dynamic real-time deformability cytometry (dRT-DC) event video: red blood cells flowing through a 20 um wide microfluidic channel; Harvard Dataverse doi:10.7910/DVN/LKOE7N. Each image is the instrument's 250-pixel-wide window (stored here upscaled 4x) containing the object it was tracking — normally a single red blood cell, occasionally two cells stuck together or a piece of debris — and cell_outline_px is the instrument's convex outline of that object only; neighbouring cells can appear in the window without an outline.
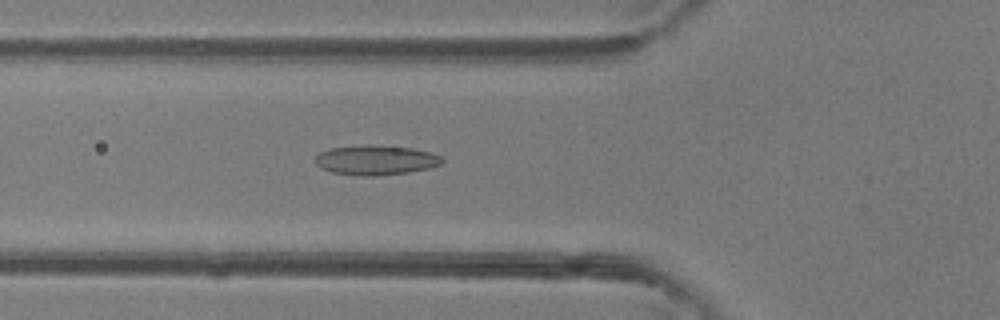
{"species": "common noctule bat (a hibernating species)", "species_latin": "Nyctalus noctula", "temperature_condition": "room temperature", "stored_images_in_passage": 47, "camera_frame_rate_fps": 3000, "um_per_image_px": 0.085, "animal": {"sex": "female"}, "frame": {"image": 1, "passage_image": 17, "time_ms": 5.333, "image_size_px": [1000, 320], "cell_outline_px": [[444, 160], [440, 164], [428, 168], [408, 172], [376, 176], [364, 176], [332, 172], [320, 168], [312, 160], [320, 152], [328, 148], [364, 144], [372, 144], [412, 148], [432, 152], [440, 156]], "centroid_in_image_um": [31.9, 13.59], "position_along_channel_um": 93.9, "area_um2": 22.25}}
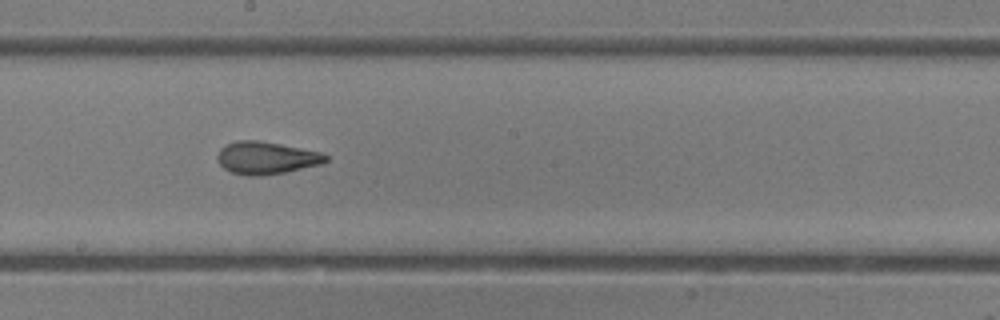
{"frame": {"image": 2, "passage_image": 26, "time_ms": 8.333, "image_size_px": [1000, 320], "cell_outline_px": [[328, 160], [320, 164], [284, 172], [264, 176], [248, 176], [232, 172], [224, 168], [216, 160], [216, 156], [220, 148], [236, 140], [256, 140], [280, 144], [320, 152], [328, 156]], "centroid_in_image_um": [22.59, 13.42], "position_along_channel_um": 225.6, "area_um2": 20.4}}
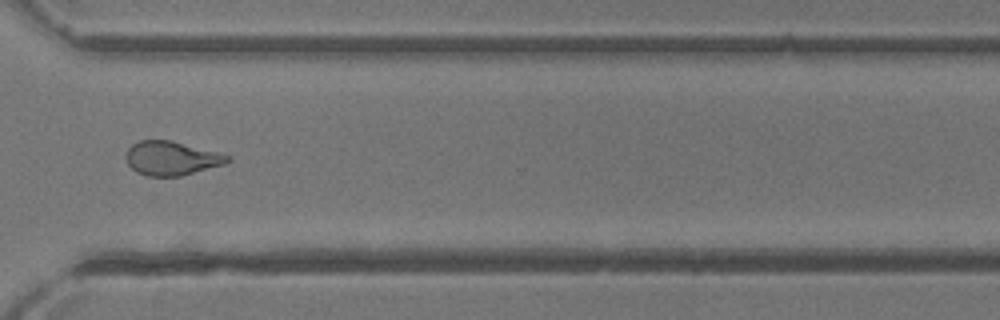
{"frame": {"image": 3, "passage_image": 35, "time_ms": 11.333, "image_size_px": [1000, 320], "cell_outline_px": [[232, 160], [224, 164], [180, 176], [148, 176], [136, 172], [128, 164], [124, 156], [128, 148], [132, 144], [140, 140], [172, 140], [220, 152], [232, 156]], "centroid_in_image_um": [14.59, 13.44], "position_along_channel_um": 356.0, "area_um2": 20.35}, "authors_computed_cell_mechanics": {"area_um2": 21.2704, "velocity_mm_per_s": 4.3641, "shape_relaxation_time_tau1_ms": 10.811, "shape_relaxation_time_tau2_ms": 1.9196, "deformation_change_tau1": 0.2715, "deformation_change_tau2": 0.0722}}